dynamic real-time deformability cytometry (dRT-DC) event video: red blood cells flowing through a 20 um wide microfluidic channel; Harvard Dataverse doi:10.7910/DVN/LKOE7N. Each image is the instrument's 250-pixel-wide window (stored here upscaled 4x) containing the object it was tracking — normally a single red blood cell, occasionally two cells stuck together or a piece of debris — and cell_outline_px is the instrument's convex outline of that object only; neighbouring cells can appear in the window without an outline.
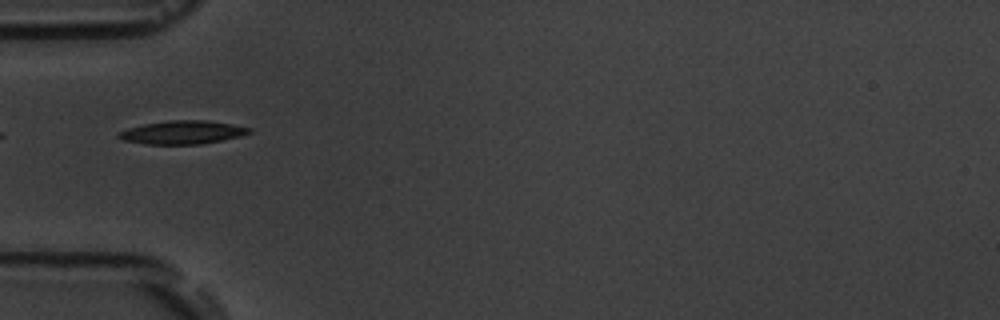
{"species": "common noctule bat (a hibernating species)", "species_latin": "Nyctalus noctula", "temperature_condition": "room temperature", "stored_images_in_passage": 6, "camera_frame_rate_fps": 3000, "um_per_image_px": 0.085, "animal": {"sex": "male", "body_mass_g": 19.5, "forearm_length_mm": 54.6}, "frame": {"image": 1, "passage_image": 6, "time_ms": 5.667, "image_size_px": [1000, 320], "cell_outline_px": [[252, 132], [240, 136], [200, 144], [148, 144], [124, 140], [116, 136], [120, 132], [128, 128], [144, 124], [168, 120], [208, 120], [232, 124], [252, 128]], "centroid_in_image_um": [15.54, 11.24], "position_along_channel_um": 69.5, "area_um2": 17.63}}